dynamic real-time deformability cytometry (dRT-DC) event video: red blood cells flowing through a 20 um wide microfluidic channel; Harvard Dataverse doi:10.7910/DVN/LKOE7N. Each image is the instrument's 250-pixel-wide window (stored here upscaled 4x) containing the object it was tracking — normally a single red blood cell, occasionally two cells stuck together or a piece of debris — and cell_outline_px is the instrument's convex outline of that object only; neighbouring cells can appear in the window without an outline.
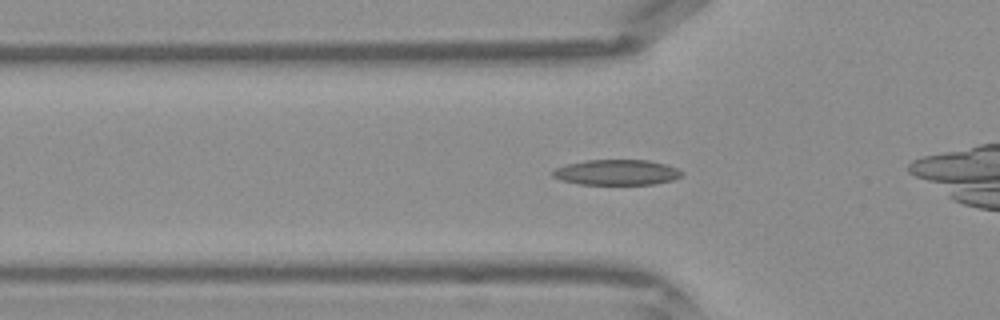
{"species": "Egyptian fruit bat (a non-hibernating species)", "species_latin": "Rousettus aegyptiacus", "temperature_condition": "warm", "stored_images_in_passage": 33, "camera_frame_rate_fps": 3000, "um_per_image_px": 0.085, "frame": {"image": 1, "passage_image": 8, "time_ms": 2.333, "image_size_px": [1000, 320], "cell_outline_px": [[684, 172], [680, 176], [672, 180], [652, 184], [580, 184], [560, 180], [552, 176], [552, 172], [556, 168], [568, 164], [584, 160], [648, 160], [664, 164], [676, 168]], "centroid_in_image_um": [52.39, 14.65], "position_along_channel_um": 73.4, "area_um2": 18.96}}
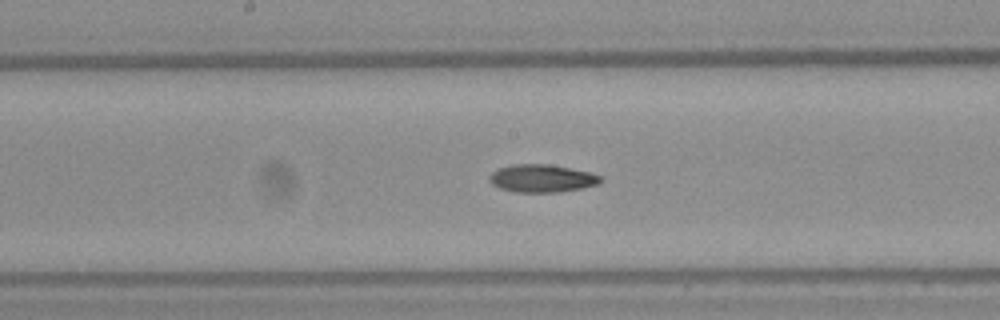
{"frame": {"image": 2, "passage_image": 16, "time_ms": 5.0, "image_size_px": [1000, 320], "cell_outline_px": [[604, 180], [600, 184], [560, 192], [516, 192], [500, 188], [492, 184], [488, 180], [488, 176], [492, 172], [500, 168], [512, 164], [548, 164], [592, 172], [600, 176]], "centroid_in_image_um": [46.08, 15.16], "position_along_channel_um": 202.1, "area_um2": 18.09}}
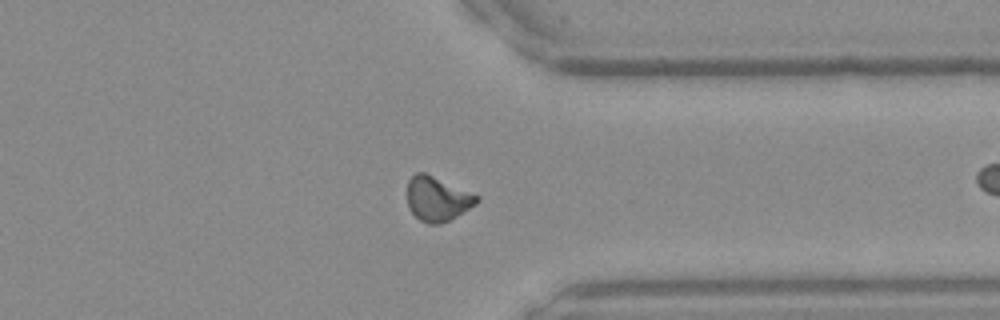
{"frame": {"image": 3, "passage_image": 27, "time_ms": 8.667, "image_size_px": [1000, 320], "cell_outline_px": [[480, 200], [476, 204], [456, 216], [440, 224], [428, 224], [420, 220], [408, 208], [408, 180], [416, 172], [424, 172], [480, 196]], "centroid_in_image_um": [37.17, 16.9], "position_along_channel_um": 374.2, "area_um2": 17.86}}